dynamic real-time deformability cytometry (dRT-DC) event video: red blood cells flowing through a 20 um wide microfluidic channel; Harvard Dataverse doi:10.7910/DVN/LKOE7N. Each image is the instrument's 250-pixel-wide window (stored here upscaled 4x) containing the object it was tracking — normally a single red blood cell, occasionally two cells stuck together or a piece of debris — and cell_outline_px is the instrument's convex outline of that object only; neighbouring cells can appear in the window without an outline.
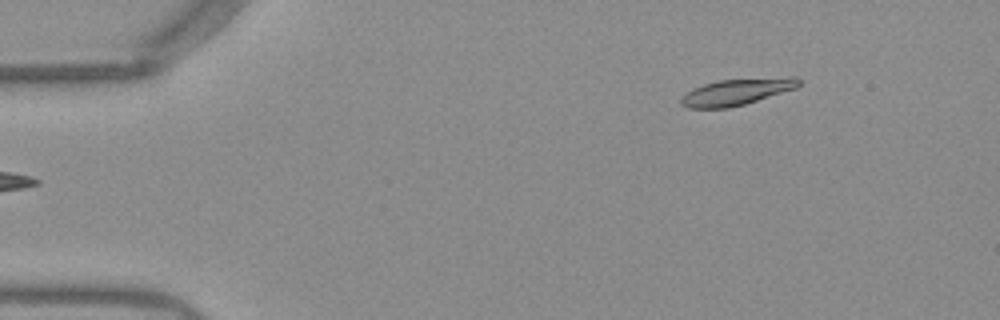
{"species": "Egyptian fruit bat (a non-hibernating species)", "species_latin": "Rousettus aegyptiacus", "temperature_condition": "warm", "stored_images_in_passage": 8, "camera_frame_rate_fps": 3000, "um_per_image_px": 0.085, "frame": {"image": 1, "passage_image": 1, "time_ms": 0.0, "image_size_px": [1000, 320], "cell_outline_px": [[800, 84], [796, 88], [744, 104], [728, 108], [688, 108], [680, 104], [680, 96], [704, 84], [716, 80], [788, 76], [796, 76], [800, 80]], "centroid_in_image_um": [62.63, 7.79], "position_along_channel_um": 22.4, "area_um2": 18.21}}